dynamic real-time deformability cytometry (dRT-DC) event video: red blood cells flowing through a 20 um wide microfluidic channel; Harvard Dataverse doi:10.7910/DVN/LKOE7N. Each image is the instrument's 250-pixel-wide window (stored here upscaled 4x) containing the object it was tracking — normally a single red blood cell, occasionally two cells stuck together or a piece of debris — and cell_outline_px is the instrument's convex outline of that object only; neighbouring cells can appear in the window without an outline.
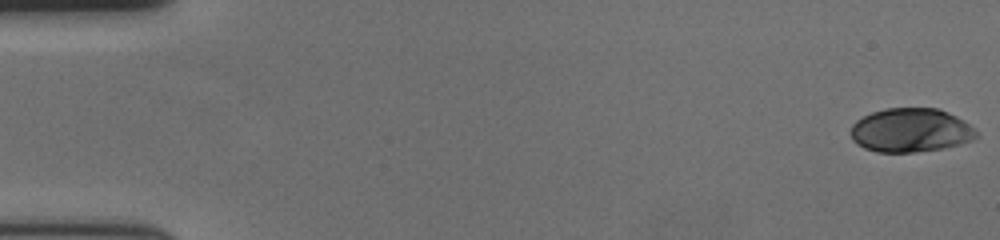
{"species": "human", "species_latin": "Homo sapiens", "temperature_condition": "cold", "stored_images_in_passage": 58, "camera_frame_rate_fps": 3000, "um_per_image_px": 0.085, "donor": {"sex": "female"}, "frame": {"image": 1, "passage_image": 1, "time_ms": 0.0, "image_size_px": [1000, 240], "cell_outline_px": [[980, 136], [972, 140], [960, 144], [944, 148], [916, 152], [876, 152], [864, 148], [856, 144], [852, 140], [852, 124], [856, 120], [872, 112], [884, 108], [940, 108], [964, 120]], "centroid_in_image_um": [77.41, 11.07], "position_along_channel_um": 7.6, "area_um2": 32.25}}
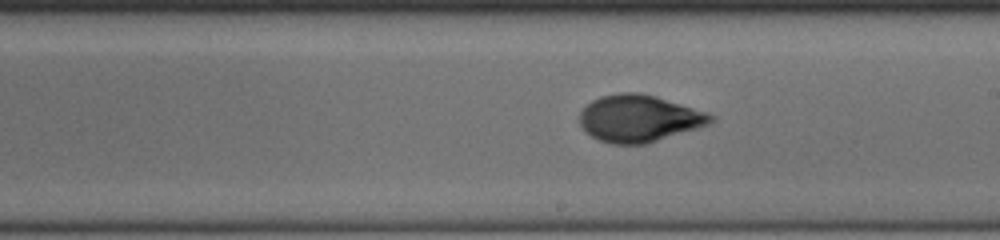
{"frame": {"image": 2, "passage_image": 34, "time_ms": 11.0, "image_size_px": [1000, 240], "cell_outline_px": [[716, 120], [712, 124], [648, 144], [612, 144], [600, 140], [592, 136], [580, 124], [580, 112], [592, 100], [600, 96], [620, 92], [640, 92], [656, 96], [708, 112], [716, 116]], "centroid_in_image_um": [54.39, 10.06], "position_along_channel_um": 234.6, "area_um2": 36.24}}
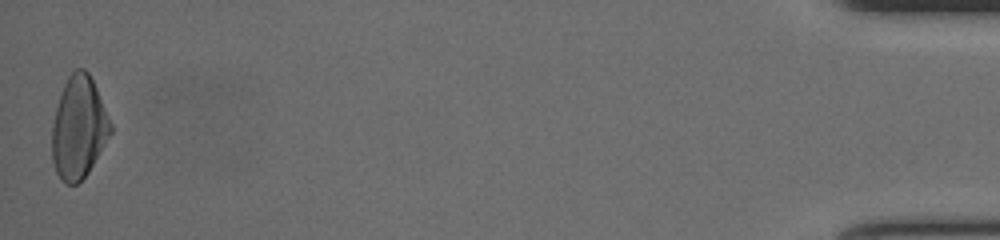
{"frame": {"image": 3, "passage_image": 58, "time_ms": 19.0, "image_size_px": [1000, 240], "cell_outline_px": [[112, 132], [88, 172], [76, 184], [64, 184], [60, 180], [56, 172], [52, 160], [52, 128], [56, 108], [64, 84], [68, 76], [76, 68], [84, 68], [88, 72], [96, 88], [112, 124]], "centroid_in_image_um": [6.68, 10.86], "position_along_channel_um": 428.5, "area_um2": 34.62}, "authors_computed_cell_mechanics": {"area_um2": 34.5644, "velocity_mm_per_s": 3.6231, "shape_relaxation_time_tau1_ms": 4.784, "shape_relaxation_time_tau2_ms": 1.3442, "deformation_change_tau1": 0.194, "deformation_change_tau2": 0.0512}}